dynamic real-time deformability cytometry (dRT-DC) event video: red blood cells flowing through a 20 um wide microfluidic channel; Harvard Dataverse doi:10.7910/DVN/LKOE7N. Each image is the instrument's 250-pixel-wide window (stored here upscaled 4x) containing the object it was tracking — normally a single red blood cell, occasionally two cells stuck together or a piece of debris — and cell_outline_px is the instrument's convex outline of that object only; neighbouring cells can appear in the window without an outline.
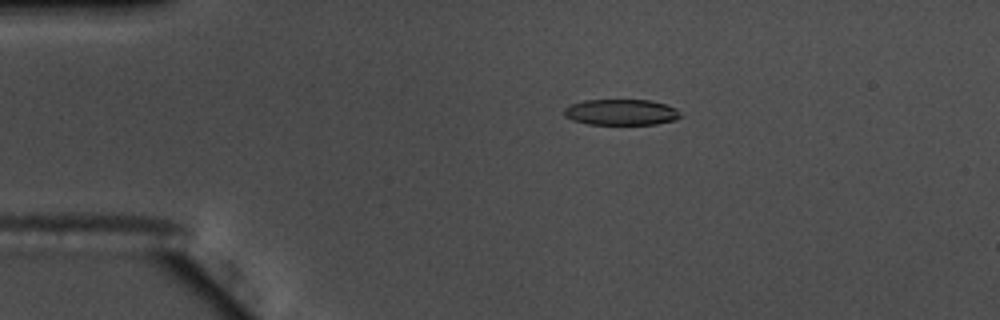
{"species": "common noctule bat (a hibernating species)", "species_latin": "Nyctalus noctula", "temperature_condition": "warm", "stored_images_in_passage": 45, "camera_frame_rate_fps": 3000, "um_per_image_px": 0.085, "animal": {"sex": "male", "body_mass_g": 17.5, "forearm_length_mm": 52.3}, "frame": {"image": 1, "passage_image": 1, "time_ms": 0.0, "image_size_px": [1000, 320], "cell_outline_px": [[680, 116], [676, 120], [656, 124], [588, 124], [572, 120], [564, 116], [564, 108], [572, 104], [584, 100], [648, 100], [664, 104], [676, 108]], "centroid_in_image_um": [52.77, 9.54], "position_along_channel_um": 32.2, "area_um2": 17.46}}
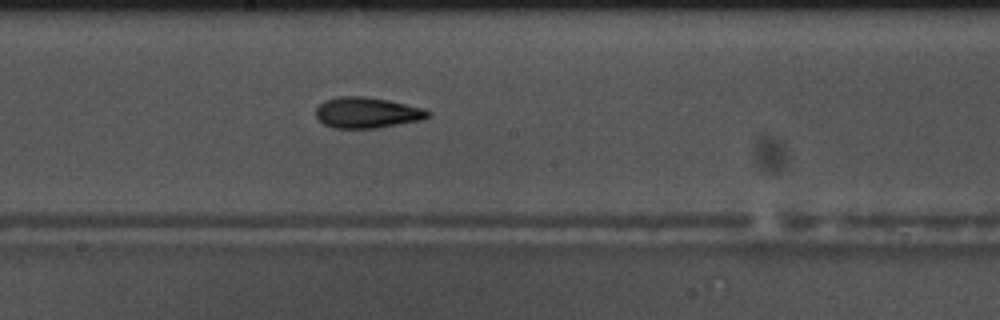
{"frame": {"image": 2, "passage_image": 20, "time_ms": 6.333, "image_size_px": [1000, 320], "cell_outline_px": [[432, 112], [424, 120], [376, 128], [332, 128], [324, 124], [316, 116], [316, 108], [324, 100], [340, 96], [364, 96], [388, 100], [424, 108]], "centroid_in_image_um": [31.21, 9.57], "position_along_channel_um": 217.0, "area_um2": 20.23}}
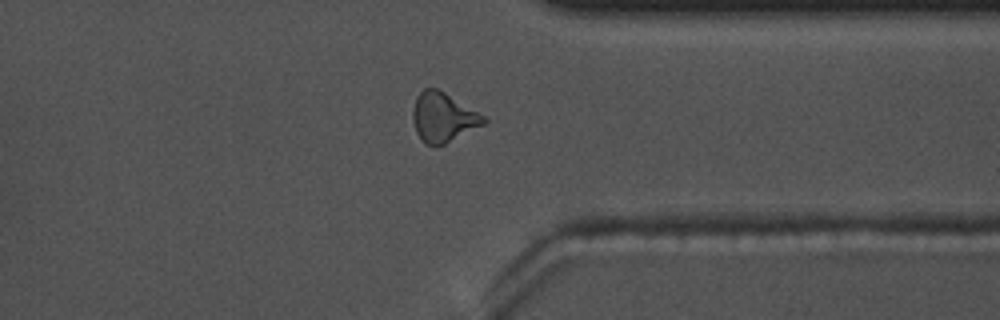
{"frame": {"image": 3, "passage_image": 33, "time_ms": 10.667, "image_size_px": [1000, 320], "cell_outline_px": [[488, 120], [484, 124], [444, 144], [424, 144], [420, 140], [416, 132], [412, 120], [412, 112], [416, 96], [424, 88], [436, 88], [444, 92], [484, 116]], "centroid_in_image_um": [37.62, 9.97], "position_along_channel_um": 373.8, "area_um2": 20.11}, "authors_computed_cell_mechanics": {"area_um2": 19.1896, "velocity_mm_per_s": 3.6845, "shape_relaxation_time_tau1_ms": 4.257, "shape_relaxation_time_tau2_ms": 2.4078, "deformation_change_tau1": 0.1628, "deformation_change_tau2": 0.1107}}